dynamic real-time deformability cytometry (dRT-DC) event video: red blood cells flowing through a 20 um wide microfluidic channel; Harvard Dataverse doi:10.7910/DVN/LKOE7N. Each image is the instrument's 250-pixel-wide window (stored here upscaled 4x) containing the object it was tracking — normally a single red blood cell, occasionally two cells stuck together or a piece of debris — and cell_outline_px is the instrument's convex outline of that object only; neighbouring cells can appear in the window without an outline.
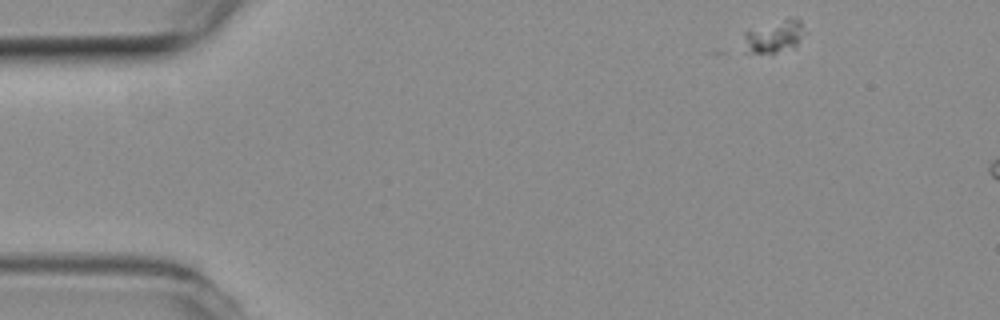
{"species": "common noctule bat (a hibernating species)", "species_latin": "Nyctalus noctula", "temperature_condition": "room temperature", "stored_images_in_passage": 7, "camera_frame_rate_fps": 3000, "um_per_image_px": 0.085, "animal": {"sex": "female", "body_mass_g": 19.3, "forearm_length_mm": 54.1}, "frame": {"image": 1, "passage_image": 1, "time_ms": 0.0, "image_size_px": [1000, 320], "cell_outline_px": [[804, 32], [796, 44], [792, 48], [776, 52], [744, 52], [744, 32], [788, 16], [792, 16], [800, 20]], "centroid_in_image_um": [65.79, 3.06], "position_along_channel_um": 19.2, "area_um2": 11.44}}